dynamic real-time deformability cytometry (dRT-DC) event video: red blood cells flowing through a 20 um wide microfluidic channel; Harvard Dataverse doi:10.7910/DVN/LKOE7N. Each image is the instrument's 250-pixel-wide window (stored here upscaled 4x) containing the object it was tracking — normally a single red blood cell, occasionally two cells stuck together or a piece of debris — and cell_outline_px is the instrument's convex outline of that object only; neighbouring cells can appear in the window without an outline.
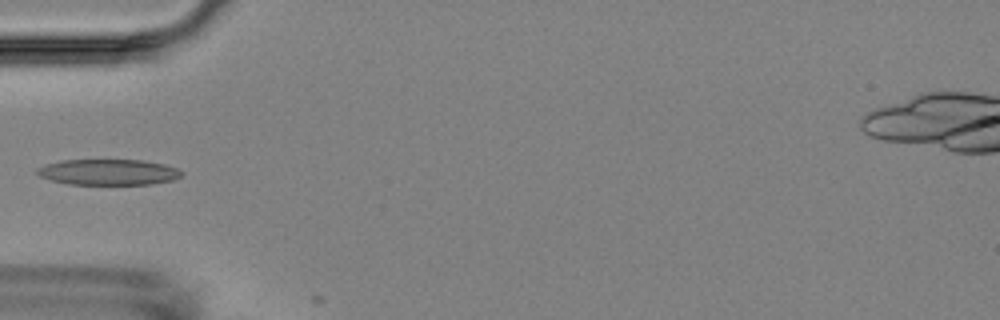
{"species": "Egyptian fruit bat (a non-hibernating species)", "species_latin": "Rousettus aegyptiacus", "temperature_condition": "room temperature", "stored_images_in_passage": 7, "camera_frame_rate_fps": 3000, "um_per_image_px": 0.085, "animal": {"sex": "female"}, "frame": {"image": 1, "passage_image": 6, "time_ms": 5.667, "image_size_px": [1000, 320], "cell_outline_px": [[184, 172], [180, 176], [172, 180], [152, 184], [68, 184], [52, 180], [40, 176], [36, 172], [36, 168], [44, 164], [60, 160], [144, 160], [164, 164], [176, 168]], "centroid_in_image_um": [9.19, 14.62], "position_along_channel_um": 75.8, "area_um2": 21.73}}